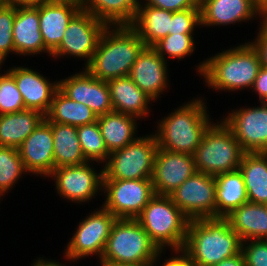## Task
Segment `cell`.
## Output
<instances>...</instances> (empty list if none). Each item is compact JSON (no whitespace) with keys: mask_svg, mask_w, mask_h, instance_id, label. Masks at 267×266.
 <instances>
[{"mask_svg":"<svg viewBox=\"0 0 267 266\" xmlns=\"http://www.w3.org/2000/svg\"><path fill=\"white\" fill-rule=\"evenodd\" d=\"M242 250L240 236L223 218L189 221L184 251L195 266H213Z\"/></svg>","mask_w":267,"mask_h":266,"instance_id":"6da1fadb","label":"cell"},{"mask_svg":"<svg viewBox=\"0 0 267 266\" xmlns=\"http://www.w3.org/2000/svg\"><path fill=\"white\" fill-rule=\"evenodd\" d=\"M103 31L86 70L99 80L128 76L134 62L146 47L131 25H118L113 32ZM112 33V34H111Z\"/></svg>","mask_w":267,"mask_h":266,"instance_id":"7a4b0ae2","label":"cell"},{"mask_svg":"<svg viewBox=\"0 0 267 266\" xmlns=\"http://www.w3.org/2000/svg\"><path fill=\"white\" fill-rule=\"evenodd\" d=\"M260 68L258 54L249 42L208 59L199 72L212 88L232 91L253 86Z\"/></svg>","mask_w":267,"mask_h":266,"instance_id":"3957f363","label":"cell"},{"mask_svg":"<svg viewBox=\"0 0 267 266\" xmlns=\"http://www.w3.org/2000/svg\"><path fill=\"white\" fill-rule=\"evenodd\" d=\"M204 103L199 99L176 110L159 125L155 134L158 147L194 155L204 132L210 126Z\"/></svg>","mask_w":267,"mask_h":266,"instance_id":"277c9868","label":"cell"},{"mask_svg":"<svg viewBox=\"0 0 267 266\" xmlns=\"http://www.w3.org/2000/svg\"><path fill=\"white\" fill-rule=\"evenodd\" d=\"M160 251L136 219H116L101 263L152 265Z\"/></svg>","mask_w":267,"mask_h":266,"instance_id":"5b68a950","label":"cell"},{"mask_svg":"<svg viewBox=\"0 0 267 266\" xmlns=\"http://www.w3.org/2000/svg\"><path fill=\"white\" fill-rule=\"evenodd\" d=\"M136 220L160 250L169 245L182 252L190 219L170 196L155 194Z\"/></svg>","mask_w":267,"mask_h":266,"instance_id":"8992f818","label":"cell"},{"mask_svg":"<svg viewBox=\"0 0 267 266\" xmlns=\"http://www.w3.org/2000/svg\"><path fill=\"white\" fill-rule=\"evenodd\" d=\"M246 152L223 122L206 129L193 155L197 172L216 176L239 168Z\"/></svg>","mask_w":267,"mask_h":266,"instance_id":"52a82bcc","label":"cell"},{"mask_svg":"<svg viewBox=\"0 0 267 266\" xmlns=\"http://www.w3.org/2000/svg\"><path fill=\"white\" fill-rule=\"evenodd\" d=\"M156 137L137 138L124 148L110 152L103 179H151L156 152Z\"/></svg>","mask_w":267,"mask_h":266,"instance_id":"ba28073f","label":"cell"},{"mask_svg":"<svg viewBox=\"0 0 267 266\" xmlns=\"http://www.w3.org/2000/svg\"><path fill=\"white\" fill-rule=\"evenodd\" d=\"M104 208L117 219H136L155 195L151 179H103Z\"/></svg>","mask_w":267,"mask_h":266,"instance_id":"9c48e42d","label":"cell"},{"mask_svg":"<svg viewBox=\"0 0 267 266\" xmlns=\"http://www.w3.org/2000/svg\"><path fill=\"white\" fill-rule=\"evenodd\" d=\"M215 176L196 172L169 196L190 219L216 218Z\"/></svg>","mask_w":267,"mask_h":266,"instance_id":"30bf717a","label":"cell"},{"mask_svg":"<svg viewBox=\"0 0 267 266\" xmlns=\"http://www.w3.org/2000/svg\"><path fill=\"white\" fill-rule=\"evenodd\" d=\"M107 25L91 13L80 9L69 21L60 45L51 53L53 56L71 54L87 57V64L97 49L98 42Z\"/></svg>","mask_w":267,"mask_h":266,"instance_id":"8fae6325","label":"cell"},{"mask_svg":"<svg viewBox=\"0 0 267 266\" xmlns=\"http://www.w3.org/2000/svg\"><path fill=\"white\" fill-rule=\"evenodd\" d=\"M116 219L109 210L103 208L82 221L67 247V258L78 259L96 253L101 259Z\"/></svg>","mask_w":267,"mask_h":266,"instance_id":"7c38bea8","label":"cell"},{"mask_svg":"<svg viewBox=\"0 0 267 266\" xmlns=\"http://www.w3.org/2000/svg\"><path fill=\"white\" fill-rule=\"evenodd\" d=\"M196 172L193 155L158 148L151 176L155 194L169 196Z\"/></svg>","mask_w":267,"mask_h":266,"instance_id":"4fadbf2b","label":"cell"},{"mask_svg":"<svg viewBox=\"0 0 267 266\" xmlns=\"http://www.w3.org/2000/svg\"><path fill=\"white\" fill-rule=\"evenodd\" d=\"M261 104L232 112L223 121L246 153L267 152V103Z\"/></svg>","mask_w":267,"mask_h":266,"instance_id":"5bb4252c","label":"cell"},{"mask_svg":"<svg viewBox=\"0 0 267 266\" xmlns=\"http://www.w3.org/2000/svg\"><path fill=\"white\" fill-rule=\"evenodd\" d=\"M58 85L69 99L88 106L97 116L113 111L107 81L95 78L86 69L84 73L59 81Z\"/></svg>","mask_w":267,"mask_h":266,"instance_id":"9a60e30c","label":"cell"},{"mask_svg":"<svg viewBox=\"0 0 267 266\" xmlns=\"http://www.w3.org/2000/svg\"><path fill=\"white\" fill-rule=\"evenodd\" d=\"M50 175L56 179V188L62 196L72 201H87L103 187V171L97 174L88 162L77 166L53 169Z\"/></svg>","mask_w":267,"mask_h":266,"instance_id":"2e32d148","label":"cell"},{"mask_svg":"<svg viewBox=\"0 0 267 266\" xmlns=\"http://www.w3.org/2000/svg\"><path fill=\"white\" fill-rule=\"evenodd\" d=\"M18 150L28 172L50 176L54 169L51 122L44 118Z\"/></svg>","mask_w":267,"mask_h":266,"instance_id":"e0dca14e","label":"cell"},{"mask_svg":"<svg viewBox=\"0 0 267 266\" xmlns=\"http://www.w3.org/2000/svg\"><path fill=\"white\" fill-rule=\"evenodd\" d=\"M34 6L39 10L44 45L52 53L60 45L69 21L81 9L80 3L42 1Z\"/></svg>","mask_w":267,"mask_h":266,"instance_id":"ac0fdd59","label":"cell"},{"mask_svg":"<svg viewBox=\"0 0 267 266\" xmlns=\"http://www.w3.org/2000/svg\"><path fill=\"white\" fill-rule=\"evenodd\" d=\"M17 84L25 109H33L46 115L51 107L53 96L59 89L58 82L54 85L39 73L17 67L8 71Z\"/></svg>","mask_w":267,"mask_h":266,"instance_id":"d6986e66","label":"cell"},{"mask_svg":"<svg viewBox=\"0 0 267 266\" xmlns=\"http://www.w3.org/2000/svg\"><path fill=\"white\" fill-rule=\"evenodd\" d=\"M165 61L153 47L146 46L134 62L128 75L152 99H155L167 87Z\"/></svg>","mask_w":267,"mask_h":266,"instance_id":"ffe728a7","label":"cell"},{"mask_svg":"<svg viewBox=\"0 0 267 266\" xmlns=\"http://www.w3.org/2000/svg\"><path fill=\"white\" fill-rule=\"evenodd\" d=\"M13 42L18 54L29 55L47 51L51 55L44 45L39 27V10L34 5L16 6Z\"/></svg>","mask_w":267,"mask_h":266,"instance_id":"44dd1931","label":"cell"},{"mask_svg":"<svg viewBox=\"0 0 267 266\" xmlns=\"http://www.w3.org/2000/svg\"><path fill=\"white\" fill-rule=\"evenodd\" d=\"M201 25H225L262 14L254 0H200Z\"/></svg>","mask_w":267,"mask_h":266,"instance_id":"7402d4cb","label":"cell"},{"mask_svg":"<svg viewBox=\"0 0 267 266\" xmlns=\"http://www.w3.org/2000/svg\"><path fill=\"white\" fill-rule=\"evenodd\" d=\"M230 227L240 236L242 242L247 239L264 240L267 238V204L246 202L224 217Z\"/></svg>","mask_w":267,"mask_h":266,"instance_id":"603a6c76","label":"cell"},{"mask_svg":"<svg viewBox=\"0 0 267 266\" xmlns=\"http://www.w3.org/2000/svg\"><path fill=\"white\" fill-rule=\"evenodd\" d=\"M113 111L141 117L146 115L147 104L152 100L129 76L118 77L107 81Z\"/></svg>","mask_w":267,"mask_h":266,"instance_id":"cb8c5ba5","label":"cell"},{"mask_svg":"<svg viewBox=\"0 0 267 266\" xmlns=\"http://www.w3.org/2000/svg\"><path fill=\"white\" fill-rule=\"evenodd\" d=\"M44 118L33 109L0 115V146L18 149Z\"/></svg>","mask_w":267,"mask_h":266,"instance_id":"d4e9b609","label":"cell"},{"mask_svg":"<svg viewBox=\"0 0 267 266\" xmlns=\"http://www.w3.org/2000/svg\"><path fill=\"white\" fill-rule=\"evenodd\" d=\"M249 202L267 204V152L245 153L238 168Z\"/></svg>","mask_w":267,"mask_h":266,"instance_id":"484cf974","label":"cell"},{"mask_svg":"<svg viewBox=\"0 0 267 266\" xmlns=\"http://www.w3.org/2000/svg\"><path fill=\"white\" fill-rule=\"evenodd\" d=\"M215 183L216 218H224L232 210L248 202L244 179L239 169L216 175Z\"/></svg>","mask_w":267,"mask_h":266,"instance_id":"4316f807","label":"cell"},{"mask_svg":"<svg viewBox=\"0 0 267 266\" xmlns=\"http://www.w3.org/2000/svg\"><path fill=\"white\" fill-rule=\"evenodd\" d=\"M172 11L158 9L149 5L140 6L132 27L147 47H153L158 41L171 34Z\"/></svg>","mask_w":267,"mask_h":266,"instance_id":"83f0119b","label":"cell"},{"mask_svg":"<svg viewBox=\"0 0 267 266\" xmlns=\"http://www.w3.org/2000/svg\"><path fill=\"white\" fill-rule=\"evenodd\" d=\"M53 133L54 169L88 162L82 153L77 127L51 122Z\"/></svg>","mask_w":267,"mask_h":266,"instance_id":"f1b7e54d","label":"cell"},{"mask_svg":"<svg viewBox=\"0 0 267 266\" xmlns=\"http://www.w3.org/2000/svg\"><path fill=\"white\" fill-rule=\"evenodd\" d=\"M80 6L107 26L109 23L118 26L132 25L141 5L137 0H81Z\"/></svg>","mask_w":267,"mask_h":266,"instance_id":"f546056e","label":"cell"},{"mask_svg":"<svg viewBox=\"0 0 267 266\" xmlns=\"http://www.w3.org/2000/svg\"><path fill=\"white\" fill-rule=\"evenodd\" d=\"M131 115L111 111L97 118L102 137L109 152L124 148L135 141V120Z\"/></svg>","mask_w":267,"mask_h":266,"instance_id":"4dcf8cb0","label":"cell"},{"mask_svg":"<svg viewBox=\"0 0 267 266\" xmlns=\"http://www.w3.org/2000/svg\"><path fill=\"white\" fill-rule=\"evenodd\" d=\"M45 118L49 122L78 127L96 122L98 116L91 108L69 99L58 89Z\"/></svg>","mask_w":267,"mask_h":266,"instance_id":"1f68e13d","label":"cell"},{"mask_svg":"<svg viewBox=\"0 0 267 266\" xmlns=\"http://www.w3.org/2000/svg\"><path fill=\"white\" fill-rule=\"evenodd\" d=\"M77 135L82 153L87 161H103L110 156L97 121L78 126Z\"/></svg>","mask_w":267,"mask_h":266,"instance_id":"d6a6232c","label":"cell"},{"mask_svg":"<svg viewBox=\"0 0 267 266\" xmlns=\"http://www.w3.org/2000/svg\"><path fill=\"white\" fill-rule=\"evenodd\" d=\"M23 171L26 169L19 150L0 146V195L12 187Z\"/></svg>","mask_w":267,"mask_h":266,"instance_id":"836d02e7","label":"cell"},{"mask_svg":"<svg viewBox=\"0 0 267 266\" xmlns=\"http://www.w3.org/2000/svg\"><path fill=\"white\" fill-rule=\"evenodd\" d=\"M24 109V102L14 77L9 72L0 75V115Z\"/></svg>","mask_w":267,"mask_h":266,"instance_id":"e575fe53","label":"cell"},{"mask_svg":"<svg viewBox=\"0 0 267 266\" xmlns=\"http://www.w3.org/2000/svg\"><path fill=\"white\" fill-rule=\"evenodd\" d=\"M193 43L191 34H168L158 41L153 48L163 59H165L163 55L166 53L169 57L182 59L185 55L193 52Z\"/></svg>","mask_w":267,"mask_h":266,"instance_id":"d590c367","label":"cell"},{"mask_svg":"<svg viewBox=\"0 0 267 266\" xmlns=\"http://www.w3.org/2000/svg\"><path fill=\"white\" fill-rule=\"evenodd\" d=\"M16 6L6 5L0 7V62L11 51L15 52L13 42V24Z\"/></svg>","mask_w":267,"mask_h":266,"instance_id":"8d00e7d4","label":"cell"},{"mask_svg":"<svg viewBox=\"0 0 267 266\" xmlns=\"http://www.w3.org/2000/svg\"><path fill=\"white\" fill-rule=\"evenodd\" d=\"M201 24L200 5L172 13L171 34H191L194 26Z\"/></svg>","mask_w":267,"mask_h":266,"instance_id":"74e56055","label":"cell"},{"mask_svg":"<svg viewBox=\"0 0 267 266\" xmlns=\"http://www.w3.org/2000/svg\"><path fill=\"white\" fill-rule=\"evenodd\" d=\"M241 252L245 258L246 266H267V243L263 240H253Z\"/></svg>","mask_w":267,"mask_h":266,"instance_id":"f35d334b","label":"cell"},{"mask_svg":"<svg viewBox=\"0 0 267 266\" xmlns=\"http://www.w3.org/2000/svg\"><path fill=\"white\" fill-rule=\"evenodd\" d=\"M147 5L172 12L195 8L199 0H147Z\"/></svg>","mask_w":267,"mask_h":266,"instance_id":"ab89813d","label":"cell"},{"mask_svg":"<svg viewBox=\"0 0 267 266\" xmlns=\"http://www.w3.org/2000/svg\"><path fill=\"white\" fill-rule=\"evenodd\" d=\"M263 25L258 34L257 43H251L256 50L261 67L267 68V19L264 17Z\"/></svg>","mask_w":267,"mask_h":266,"instance_id":"60d3db41","label":"cell"},{"mask_svg":"<svg viewBox=\"0 0 267 266\" xmlns=\"http://www.w3.org/2000/svg\"><path fill=\"white\" fill-rule=\"evenodd\" d=\"M252 87L258 92L261 103H267V68L261 67L259 69Z\"/></svg>","mask_w":267,"mask_h":266,"instance_id":"b9f144b4","label":"cell"},{"mask_svg":"<svg viewBox=\"0 0 267 266\" xmlns=\"http://www.w3.org/2000/svg\"><path fill=\"white\" fill-rule=\"evenodd\" d=\"M213 266H246L245 265V258L242 252L237 255H234L230 258H226L222 260L220 263H217Z\"/></svg>","mask_w":267,"mask_h":266,"instance_id":"7bdbcfd3","label":"cell"},{"mask_svg":"<svg viewBox=\"0 0 267 266\" xmlns=\"http://www.w3.org/2000/svg\"><path fill=\"white\" fill-rule=\"evenodd\" d=\"M183 253L182 257H173L169 261L167 260L163 266H195L188 255L185 252Z\"/></svg>","mask_w":267,"mask_h":266,"instance_id":"ee69618b","label":"cell"},{"mask_svg":"<svg viewBox=\"0 0 267 266\" xmlns=\"http://www.w3.org/2000/svg\"><path fill=\"white\" fill-rule=\"evenodd\" d=\"M41 2L42 0H8V5L27 6V5H37Z\"/></svg>","mask_w":267,"mask_h":266,"instance_id":"f6af8a7d","label":"cell"},{"mask_svg":"<svg viewBox=\"0 0 267 266\" xmlns=\"http://www.w3.org/2000/svg\"><path fill=\"white\" fill-rule=\"evenodd\" d=\"M257 8L263 14V17L267 14V0H254Z\"/></svg>","mask_w":267,"mask_h":266,"instance_id":"bcb514c9","label":"cell"},{"mask_svg":"<svg viewBox=\"0 0 267 266\" xmlns=\"http://www.w3.org/2000/svg\"><path fill=\"white\" fill-rule=\"evenodd\" d=\"M34 266H63V265H60L59 263L57 262H50V261H44V260H38L36 261L35 264H33Z\"/></svg>","mask_w":267,"mask_h":266,"instance_id":"7dc6e473","label":"cell"},{"mask_svg":"<svg viewBox=\"0 0 267 266\" xmlns=\"http://www.w3.org/2000/svg\"><path fill=\"white\" fill-rule=\"evenodd\" d=\"M102 266H152V265H126V264L102 263Z\"/></svg>","mask_w":267,"mask_h":266,"instance_id":"c3c4849f","label":"cell"},{"mask_svg":"<svg viewBox=\"0 0 267 266\" xmlns=\"http://www.w3.org/2000/svg\"><path fill=\"white\" fill-rule=\"evenodd\" d=\"M47 2H72V3H80L81 0H42Z\"/></svg>","mask_w":267,"mask_h":266,"instance_id":"681fc988","label":"cell"},{"mask_svg":"<svg viewBox=\"0 0 267 266\" xmlns=\"http://www.w3.org/2000/svg\"><path fill=\"white\" fill-rule=\"evenodd\" d=\"M8 5V0H0V7Z\"/></svg>","mask_w":267,"mask_h":266,"instance_id":"f907efd6","label":"cell"}]
</instances>
